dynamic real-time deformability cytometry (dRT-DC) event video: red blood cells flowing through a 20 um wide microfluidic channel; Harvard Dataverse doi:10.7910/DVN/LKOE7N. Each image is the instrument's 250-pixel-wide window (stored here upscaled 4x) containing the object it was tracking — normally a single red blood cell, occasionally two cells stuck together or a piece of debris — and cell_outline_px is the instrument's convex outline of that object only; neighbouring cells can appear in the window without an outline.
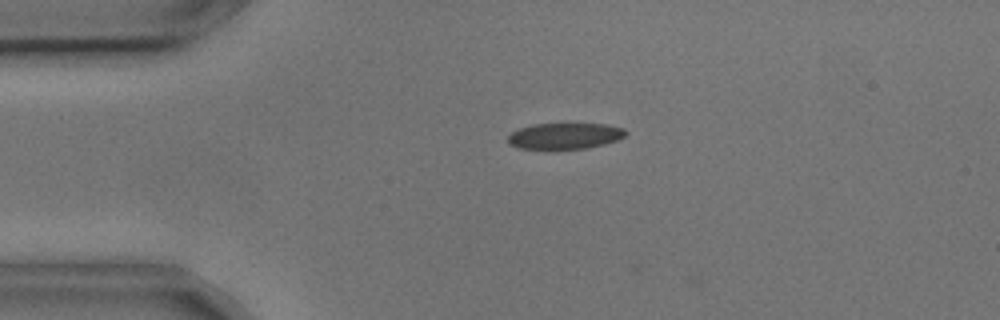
{"species": "common noctule bat (a hibernating species)", "species_latin": "Nyctalus noctula", "temperature_condition": "cold", "stored_images_in_passage": 3, "camera_frame_rate_fps": 3000, "um_per_image_px": 0.085, "animal": {"sex": "male", "body_mass_g": 17.9, "forearm_length_mm": 54.2}, "frame": {"image": 1, "passage_image": 2, "time_ms": 0.333, "image_size_px": [1000, 320], "cell_outline_px": [[628, 132], [624, 136], [616, 140], [604, 144], [584, 148], [552, 152], [516, 148], [508, 144], [508, 136], [512, 132], [520, 128], [532, 124], [604, 124], [624, 128]], "centroid_in_image_um": [47.93, 11.6], "position_along_channel_um": 37.1, "area_um2": 18.61}}